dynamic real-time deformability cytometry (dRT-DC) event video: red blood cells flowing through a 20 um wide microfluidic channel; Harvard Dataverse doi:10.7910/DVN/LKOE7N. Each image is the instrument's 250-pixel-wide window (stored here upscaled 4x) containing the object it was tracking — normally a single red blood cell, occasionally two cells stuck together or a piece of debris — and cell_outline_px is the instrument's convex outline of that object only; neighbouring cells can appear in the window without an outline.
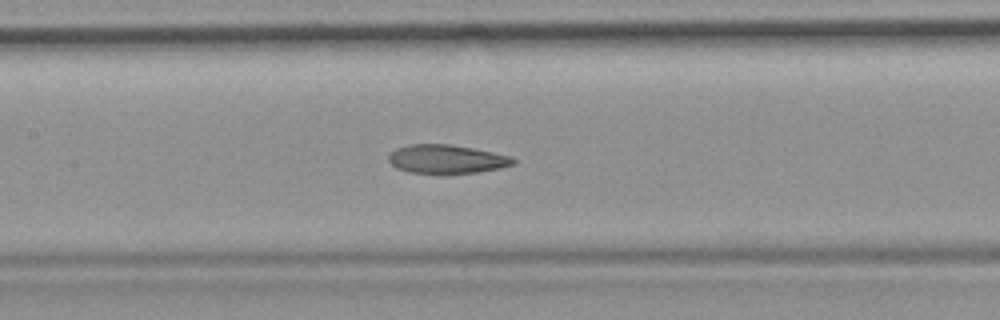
{"species": "common noctule bat (a hibernating species)", "species_latin": "Nyctalus noctula", "temperature_condition": "room temperature", "stored_images_in_passage": 49, "camera_frame_rate_fps": 3000, "um_per_image_px": 0.085, "animal": {"sex": "female", "body_mass_g": 19.9}, "frame": {"image": 1, "passage_image": 22, "time_ms": 7.0, "image_size_px": [1000, 320], "cell_outline_px": [[516, 164], [500, 168], [476, 172], [408, 172], [396, 168], [388, 160], [388, 156], [396, 148], [408, 144], [452, 144], [512, 156], [516, 160]], "centroid_in_image_um": [37.97, 13.5], "position_along_channel_um": 169.4, "area_um2": 20.58}}